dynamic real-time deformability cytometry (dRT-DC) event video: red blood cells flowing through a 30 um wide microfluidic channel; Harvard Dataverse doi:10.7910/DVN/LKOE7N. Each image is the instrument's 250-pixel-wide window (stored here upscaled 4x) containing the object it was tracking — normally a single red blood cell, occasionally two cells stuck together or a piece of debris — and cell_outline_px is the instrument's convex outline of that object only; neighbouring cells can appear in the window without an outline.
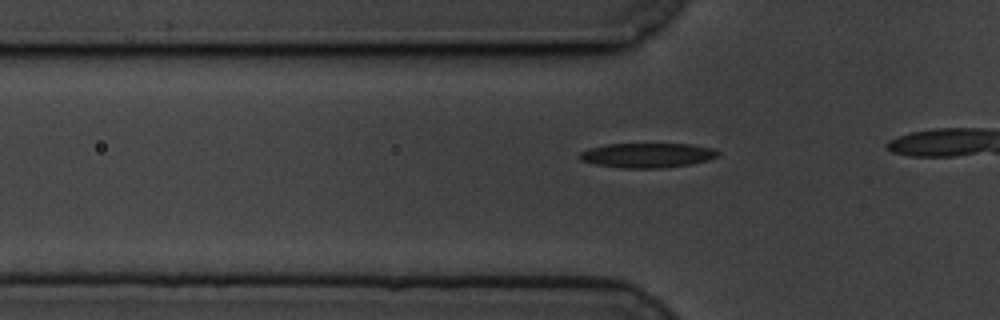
{"species": "common noctule bat (a hibernating species)", "species_latin": "Nyctalus noctula", "temperature_condition": "cold", "stored_images_in_passage": 14, "camera_frame_rate_fps": 3000, "um_per_image_px": 0.085, "animal": {"sex": "male", "body_mass_g": 19.5, "forearm_length_mm": 54.6}, "frame": {"image": 1, "passage_image": 8, "time_ms": 2.333, "image_size_px": [1000, 320], "cell_outline_px": [[720, 152], [716, 156], [708, 160], [692, 164], [660, 168], [624, 168], [596, 164], [580, 160], [576, 156], [580, 152], [588, 148], [604, 144], [692, 144], [712, 148]], "centroid_in_image_um": [54.98, 13.19], "position_along_channel_um": 70.8, "area_um2": 19.94}}
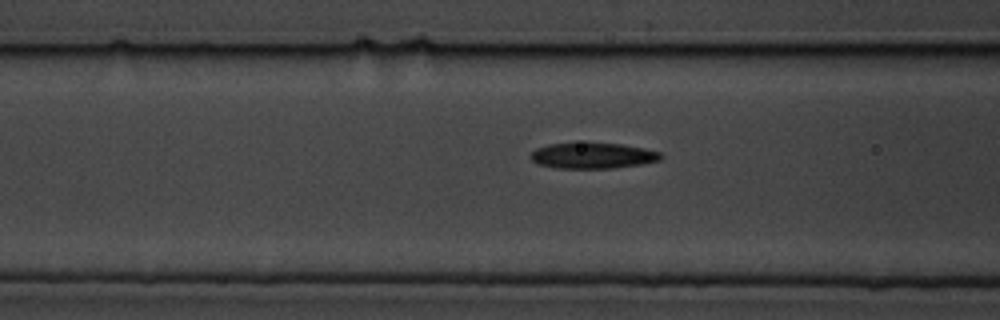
{"frame": {"image": 2, "passage_image": 12, "time_ms": 3.667, "image_size_px": [1000, 320], "cell_outline_px": [[664, 156], [660, 160], [640, 164], [612, 168], [560, 168], [540, 164], [532, 160], [528, 156], [536, 148], [548, 144], [588, 140], [620, 144], [644, 148], [660, 152]], "centroid_in_image_um": [50.36, 13.18], "position_along_channel_um": 116.2, "area_um2": 20.17}}